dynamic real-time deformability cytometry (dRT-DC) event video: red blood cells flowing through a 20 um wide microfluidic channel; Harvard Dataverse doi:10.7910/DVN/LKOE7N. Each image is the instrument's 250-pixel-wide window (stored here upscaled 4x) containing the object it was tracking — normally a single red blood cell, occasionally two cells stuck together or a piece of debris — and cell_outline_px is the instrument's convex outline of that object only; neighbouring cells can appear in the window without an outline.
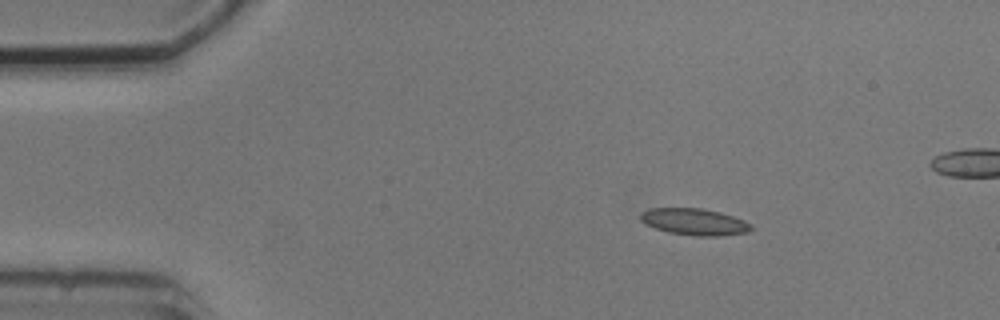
{"species": "common noctule bat (a hibernating species)", "species_latin": "Nyctalus noctula", "temperature_condition": "cold", "stored_images_in_passage": 4, "camera_frame_rate_fps": 3000, "um_per_image_px": 0.085, "animal": {"sex": "male", "body_mass_g": 20.5, "forearm_length_mm": 52.5}, "frame": {"image": 1, "passage_image": 2, "time_ms": 1.0, "image_size_px": [1000, 320], "cell_outline_px": [[752, 228], [748, 232], [720, 236], [696, 236], [668, 232], [644, 224], [640, 220], [640, 212], [648, 208], [700, 208], [720, 212], [744, 220], [752, 224]], "centroid_in_image_um": [59.0, 18.85], "position_along_channel_um": 26.0, "area_um2": 17.28}}